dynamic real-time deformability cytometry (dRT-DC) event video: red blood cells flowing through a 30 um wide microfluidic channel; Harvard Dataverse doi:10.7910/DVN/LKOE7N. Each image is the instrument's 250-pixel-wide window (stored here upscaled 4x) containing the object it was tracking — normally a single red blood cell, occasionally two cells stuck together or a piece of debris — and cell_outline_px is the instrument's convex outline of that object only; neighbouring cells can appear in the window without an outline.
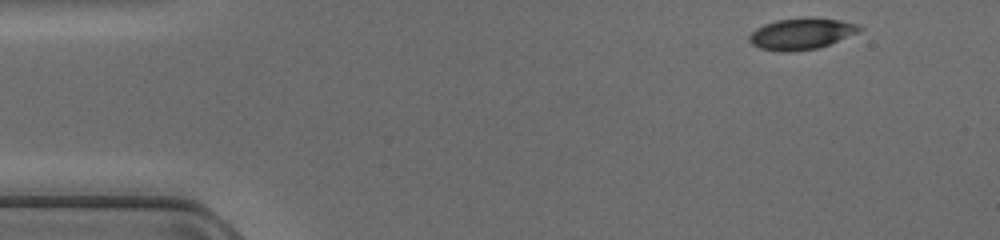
{"species": "common noctule bat (a hibernating species)", "species_latin": "Nyctalus noctula", "temperature_condition": "cold", "stored_images_in_passage": 44, "camera_frame_rate_fps": 3000, "um_per_image_px": 0.085, "animal": {"sex": "female", "body_mass_g": 17.0, "forearm_length_mm": 48.0}, "frame": {"image": 1, "passage_image": 1, "time_ms": 0.0, "image_size_px": [1000, 240], "cell_outline_px": [[864, 28], [856, 32], [820, 48], [792, 52], [776, 52], [760, 48], [752, 44], [748, 40], [748, 36], [756, 28], [764, 24], [776, 20], [840, 20], [856, 24]], "centroid_in_image_um": [68.03, 2.93], "position_along_channel_um": 17.0, "area_um2": 19.36}}
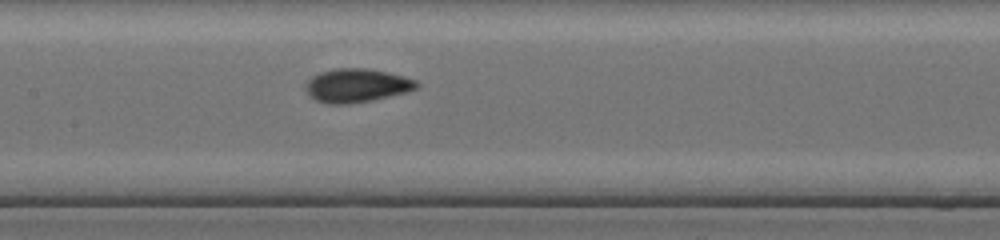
{"frame": {"image": 2, "passage_image": 19, "time_ms": 6.0, "image_size_px": [1000, 240], "cell_outline_px": [[420, 84], [416, 88], [404, 92], [372, 100], [348, 104], [328, 104], [316, 100], [308, 92], [304, 84], [312, 76], [320, 72], [336, 68], [364, 68], [388, 72], [416, 80]], "centroid_in_image_um": [30.3, 7.26], "position_along_channel_um": 177.1, "area_um2": 21.5}}
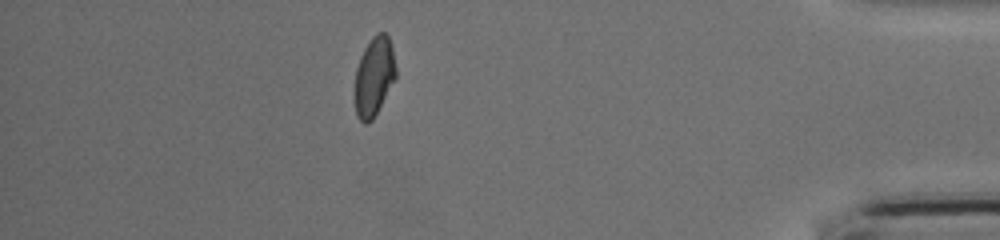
{"frame": {"image": 3, "passage_image": 38, "time_ms": 12.333, "image_size_px": [1000, 240], "cell_outline_px": [[396, 76], [372, 120], [368, 124], [364, 124], [356, 116], [356, 68], [360, 56], [364, 48], [372, 36], [376, 32], [384, 32], [388, 36], [392, 48], [396, 68]], "centroid_in_image_um": [31.79, 6.47], "position_along_channel_um": 403.4, "area_um2": 18.61}}